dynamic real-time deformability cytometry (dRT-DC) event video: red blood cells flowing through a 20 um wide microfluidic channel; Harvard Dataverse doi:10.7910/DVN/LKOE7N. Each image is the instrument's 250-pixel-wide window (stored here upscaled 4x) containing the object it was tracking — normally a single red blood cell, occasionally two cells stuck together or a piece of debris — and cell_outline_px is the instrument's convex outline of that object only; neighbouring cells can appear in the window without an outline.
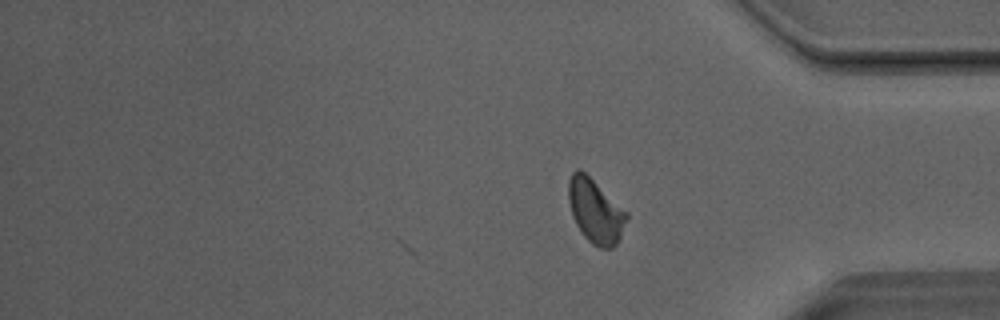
{"species": "Egyptian fruit bat (a non-hibernating species)", "species_latin": "Rousettus aegyptiacus", "temperature_condition": "room temperature", "stored_images_in_passage": 41, "camera_frame_rate_fps": 3000, "um_per_image_px": 0.085, "animal": {"sex": "male"}, "frame": {"image": 1, "passage_image": 41, "time_ms": 13.333, "image_size_px": [1000, 320], "cell_outline_px": [[628, 216], [620, 236], [616, 244], [612, 248], [600, 248], [592, 244], [584, 236], [576, 224], [572, 216], [568, 200], [568, 180], [572, 172], [576, 168], [580, 168], [628, 212]], "centroid_in_image_um": [50.59, 17.92], "position_along_channel_um": 384.6, "area_um2": 21.62}, "authors_computed_cell_mechanics": {"area_um2": 21.964, "velocity_mm_per_s": 4.0171, "shape_relaxation_time_tau1_ms": null, "shape_relaxation_time_tau2_ms": 1.7333, "deformation_change_tau1": null, "deformation_change_tau2": 0.0821}}